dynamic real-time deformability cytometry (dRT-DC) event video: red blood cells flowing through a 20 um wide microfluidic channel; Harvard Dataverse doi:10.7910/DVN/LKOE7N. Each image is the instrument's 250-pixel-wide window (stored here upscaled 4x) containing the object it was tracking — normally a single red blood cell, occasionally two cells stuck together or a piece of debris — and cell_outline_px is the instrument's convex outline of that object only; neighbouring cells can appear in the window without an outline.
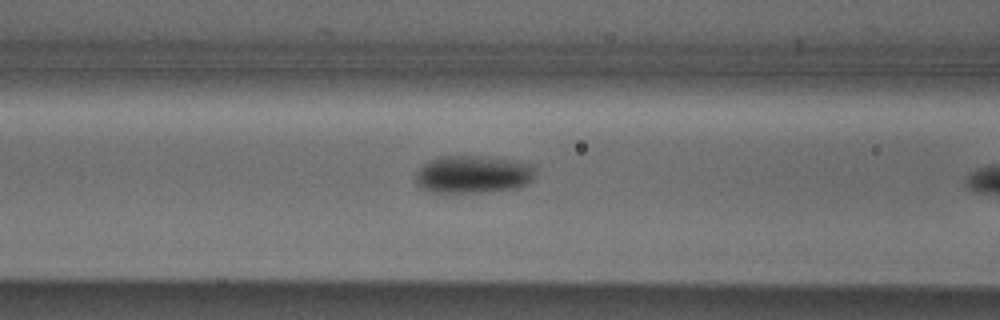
{"species": "Egyptian fruit bat (a non-hibernating species)", "species_latin": "Rousettus aegyptiacus", "temperature_condition": "cold", "stored_images_in_passage": 11, "camera_frame_rate_fps": 3000, "um_per_image_px": 0.085, "animal": {"sex": "male"}, "frame": {"image": 1, "passage_image": 10, "time_ms": 3.0, "image_size_px": [1000, 320], "cell_outline_px": [[536, 168], [532, 180], [528, 184], [520, 188], [488, 192], [428, 192], [420, 188], [416, 184], [416, 172], [428, 160], [440, 156], [484, 156], [512, 160], [536, 164]], "centroid_in_image_um": [40.24, 14.82], "position_along_channel_um": 126.4, "area_um2": 26.82}}